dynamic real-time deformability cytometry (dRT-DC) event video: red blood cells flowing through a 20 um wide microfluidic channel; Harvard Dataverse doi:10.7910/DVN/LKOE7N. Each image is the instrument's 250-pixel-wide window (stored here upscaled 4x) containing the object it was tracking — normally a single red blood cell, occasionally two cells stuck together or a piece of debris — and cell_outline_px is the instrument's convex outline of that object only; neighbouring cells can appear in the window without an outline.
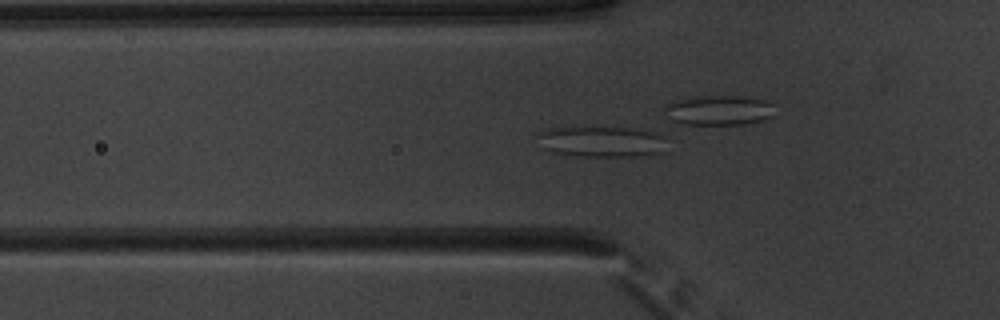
{"species": "common noctule bat (a hibernating species)", "species_latin": "Nyctalus noctula", "temperature_condition": "warm", "stored_images_in_passage": 52, "camera_frame_rate_fps": 3000, "um_per_image_px": 0.085, "animal": {"sex": "male", "body_mass_g": 20.1, "forearm_length_mm": 53.5}, "frame": {"image": 1, "passage_image": 18, "time_ms": 5.667, "image_size_px": [1000, 320], "cell_outline_px": [[672, 144], [668, 152], [636, 156], [576, 156], [552, 152], [544, 148], [536, 136], [536, 132], [548, 128], [628, 128], [652, 132], [664, 136], [672, 140]], "centroid_in_image_um": [51.26, 12.06], "position_along_channel_um": 74.5, "area_um2": 23.7}}
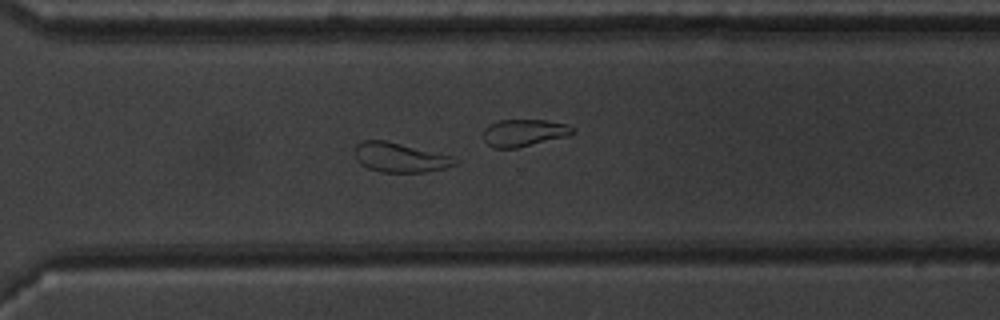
{"frame": {"image": 2, "passage_image": 38, "time_ms": 12.333, "image_size_px": [1000, 320], "cell_outline_px": [[460, 164], [444, 168], [424, 172], [380, 172], [368, 168], [360, 164], [356, 160], [356, 144], [364, 140], [384, 140], [452, 156], [460, 160]], "centroid_in_image_um": [34.03, 13.4], "position_along_channel_um": 336.6, "area_um2": 17.17}}
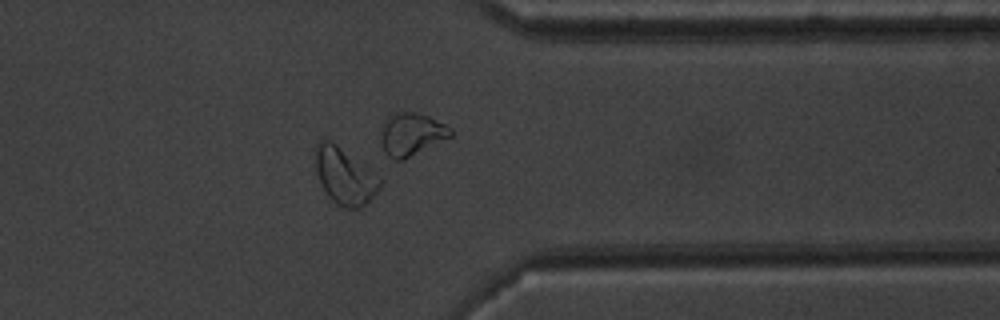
{"frame": {"image": 3, "passage_image": 42, "time_ms": 13.667, "image_size_px": [1000, 320], "cell_outline_px": [[384, 180], [376, 192], [360, 208], [344, 208], [336, 204], [324, 192], [316, 172], [316, 144], [320, 140], [328, 140], [336, 144], [364, 164], [380, 176]], "centroid_in_image_um": [29.3, 14.97], "position_along_channel_um": 382.1, "area_um2": 21.15}, "authors_computed_cell_mechanics": {"area_um2": 23.6691, "velocity_mm_per_s": 3.9228, "shape_relaxation_time_tau1_ms": null, "shape_relaxation_time_tau2_ms": 1.9595, "deformation_change_tau1": null, "deformation_change_tau2": 0.1063}}